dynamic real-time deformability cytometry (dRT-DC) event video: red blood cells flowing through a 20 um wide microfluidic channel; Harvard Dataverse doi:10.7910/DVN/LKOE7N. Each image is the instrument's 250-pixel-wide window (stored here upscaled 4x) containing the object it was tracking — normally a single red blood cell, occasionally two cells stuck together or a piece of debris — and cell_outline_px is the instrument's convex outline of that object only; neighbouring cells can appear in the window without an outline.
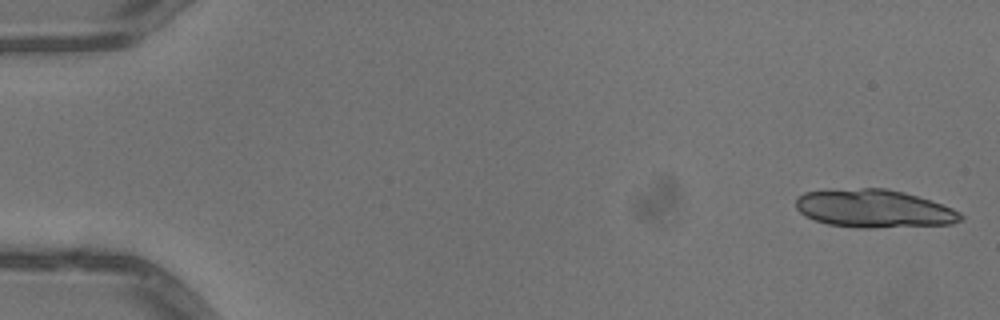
{"species": "common noctule bat (a hibernating species)", "species_latin": "Nyctalus noctula", "temperature_condition": "warm", "stored_images_in_passage": 15, "camera_frame_rate_fps": 3000, "um_per_image_px": 0.085, "animal": {"sex": "male", "body_mass_g": 13.3}, "frame": {"image": 1, "passage_image": 1, "time_ms": 0.0, "image_size_px": [1000, 320], "cell_outline_px": [[964, 220], [952, 224], [872, 228], [856, 228], [828, 224], [804, 216], [796, 208], [796, 196], [804, 192], [860, 188], [884, 188], [904, 192], [952, 208], [960, 212], [964, 216]], "centroid_in_image_um": [74.28, 17.74], "position_along_channel_um": 10.7, "area_um2": 36.53}}